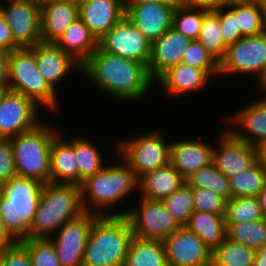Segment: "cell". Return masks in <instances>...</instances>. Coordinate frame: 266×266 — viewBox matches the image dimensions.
<instances>
[{
	"instance_id": "34",
	"label": "cell",
	"mask_w": 266,
	"mask_h": 266,
	"mask_svg": "<svg viewBox=\"0 0 266 266\" xmlns=\"http://www.w3.org/2000/svg\"><path fill=\"white\" fill-rule=\"evenodd\" d=\"M226 237L254 250L266 246V218L256 221L225 222Z\"/></svg>"
},
{
	"instance_id": "9",
	"label": "cell",
	"mask_w": 266,
	"mask_h": 266,
	"mask_svg": "<svg viewBox=\"0 0 266 266\" xmlns=\"http://www.w3.org/2000/svg\"><path fill=\"white\" fill-rule=\"evenodd\" d=\"M266 70V32L245 36L227 46L224 58L219 62V78L246 76L256 84Z\"/></svg>"
},
{
	"instance_id": "3",
	"label": "cell",
	"mask_w": 266,
	"mask_h": 266,
	"mask_svg": "<svg viewBox=\"0 0 266 266\" xmlns=\"http://www.w3.org/2000/svg\"><path fill=\"white\" fill-rule=\"evenodd\" d=\"M133 237L126 215H98L89 232L82 266H124Z\"/></svg>"
},
{
	"instance_id": "1",
	"label": "cell",
	"mask_w": 266,
	"mask_h": 266,
	"mask_svg": "<svg viewBox=\"0 0 266 266\" xmlns=\"http://www.w3.org/2000/svg\"><path fill=\"white\" fill-rule=\"evenodd\" d=\"M81 78L88 80L93 89L96 87L94 90L102 94L101 98L106 96L115 104L124 103L128 107L138 102L142 105L140 101L147 100V96L151 100L149 96L155 89V81L146 64L108 53L99 47L81 65Z\"/></svg>"
},
{
	"instance_id": "15",
	"label": "cell",
	"mask_w": 266,
	"mask_h": 266,
	"mask_svg": "<svg viewBox=\"0 0 266 266\" xmlns=\"http://www.w3.org/2000/svg\"><path fill=\"white\" fill-rule=\"evenodd\" d=\"M97 214L84 212L63 224L50 238L61 266H82L89 232Z\"/></svg>"
},
{
	"instance_id": "52",
	"label": "cell",
	"mask_w": 266,
	"mask_h": 266,
	"mask_svg": "<svg viewBox=\"0 0 266 266\" xmlns=\"http://www.w3.org/2000/svg\"><path fill=\"white\" fill-rule=\"evenodd\" d=\"M124 3H162V4H178V0H124Z\"/></svg>"
},
{
	"instance_id": "48",
	"label": "cell",
	"mask_w": 266,
	"mask_h": 266,
	"mask_svg": "<svg viewBox=\"0 0 266 266\" xmlns=\"http://www.w3.org/2000/svg\"><path fill=\"white\" fill-rule=\"evenodd\" d=\"M9 52L0 51V88L8 90Z\"/></svg>"
},
{
	"instance_id": "21",
	"label": "cell",
	"mask_w": 266,
	"mask_h": 266,
	"mask_svg": "<svg viewBox=\"0 0 266 266\" xmlns=\"http://www.w3.org/2000/svg\"><path fill=\"white\" fill-rule=\"evenodd\" d=\"M125 16L150 41L159 38L172 27V16L177 4L124 3Z\"/></svg>"
},
{
	"instance_id": "42",
	"label": "cell",
	"mask_w": 266,
	"mask_h": 266,
	"mask_svg": "<svg viewBox=\"0 0 266 266\" xmlns=\"http://www.w3.org/2000/svg\"><path fill=\"white\" fill-rule=\"evenodd\" d=\"M194 212L225 214L227 200L207 188H192Z\"/></svg>"
},
{
	"instance_id": "45",
	"label": "cell",
	"mask_w": 266,
	"mask_h": 266,
	"mask_svg": "<svg viewBox=\"0 0 266 266\" xmlns=\"http://www.w3.org/2000/svg\"><path fill=\"white\" fill-rule=\"evenodd\" d=\"M219 22L221 35L227 45L243 37L240 29H237V18L226 7L219 8Z\"/></svg>"
},
{
	"instance_id": "51",
	"label": "cell",
	"mask_w": 266,
	"mask_h": 266,
	"mask_svg": "<svg viewBox=\"0 0 266 266\" xmlns=\"http://www.w3.org/2000/svg\"><path fill=\"white\" fill-rule=\"evenodd\" d=\"M258 161L266 167V139L256 146Z\"/></svg>"
},
{
	"instance_id": "41",
	"label": "cell",
	"mask_w": 266,
	"mask_h": 266,
	"mask_svg": "<svg viewBox=\"0 0 266 266\" xmlns=\"http://www.w3.org/2000/svg\"><path fill=\"white\" fill-rule=\"evenodd\" d=\"M27 249L32 266H61L50 238L24 239L20 241Z\"/></svg>"
},
{
	"instance_id": "4",
	"label": "cell",
	"mask_w": 266,
	"mask_h": 266,
	"mask_svg": "<svg viewBox=\"0 0 266 266\" xmlns=\"http://www.w3.org/2000/svg\"><path fill=\"white\" fill-rule=\"evenodd\" d=\"M84 213L81 187L70 183L43 185L28 239L51 238L66 222Z\"/></svg>"
},
{
	"instance_id": "56",
	"label": "cell",
	"mask_w": 266,
	"mask_h": 266,
	"mask_svg": "<svg viewBox=\"0 0 266 266\" xmlns=\"http://www.w3.org/2000/svg\"><path fill=\"white\" fill-rule=\"evenodd\" d=\"M30 1H32L33 3H35V4L39 5V6H42L45 3L52 2L54 0H30Z\"/></svg>"
},
{
	"instance_id": "53",
	"label": "cell",
	"mask_w": 266,
	"mask_h": 266,
	"mask_svg": "<svg viewBox=\"0 0 266 266\" xmlns=\"http://www.w3.org/2000/svg\"><path fill=\"white\" fill-rule=\"evenodd\" d=\"M255 86L257 87L259 93L266 96V70L264 72V74L262 75V77L260 78V80L255 84Z\"/></svg>"
},
{
	"instance_id": "43",
	"label": "cell",
	"mask_w": 266,
	"mask_h": 266,
	"mask_svg": "<svg viewBox=\"0 0 266 266\" xmlns=\"http://www.w3.org/2000/svg\"><path fill=\"white\" fill-rule=\"evenodd\" d=\"M3 266H32V260L26 247L17 241L1 251Z\"/></svg>"
},
{
	"instance_id": "40",
	"label": "cell",
	"mask_w": 266,
	"mask_h": 266,
	"mask_svg": "<svg viewBox=\"0 0 266 266\" xmlns=\"http://www.w3.org/2000/svg\"><path fill=\"white\" fill-rule=\"evenodd\" d=\"M162 202L182 226L189 222L191 215L194 213L192 187L187 183L164 198Z\"/></svg>"
},
{
	"instance_id": "19",
	"label": "cell",
	"mask_w": 266,
	"mask_h": 266,
	"mask_svg": "<svg viewBox=\"0 0 266 266\" xmlns=\"http://www.w3.org/2000/svg\"><path fill=\"white\" fill-rule=\"evenodd\" d=\"M213 82L215 81L203 69L181 62L169 68L155 81V89H159L168 99H183V96L187 98L189 94V97L194 98V94L201 95V91L207 90Z\"/></svg>"
},
{
	"instance_id": "23",
	"label": "cell",
	"mask_w": 266,
	"mask_h": 266,
	"mask_svg": "<svg viewBox=\"0 0 266 266\" xmlns=\"http://www.w3.org/2000/svg\"><path fill=\"white\" fill-rule=\"evenodd\" d=\"M78 7L79 18L97 40L125 16L124 0H88Z\"/></svg>"
},
{
	"instance_id": "6",
	"label": "cell",
	"mask_w": 266,
	"mask_h": 266,
	"mask_svg": "<svg viewBox=\"0 0 266 266\" xmlns=\"http://www.w3.org/2000/svg\"><path fill=\"white\" fill-rule=\"evenodd\" d=\"M60 131L59 124L44 118L35 128L9 138L17 176L50 182V150Z\"/></svg>"
},
{
	"instance_id": "8",
	"label": "cell",
	"mask_w": 266,
	"mask_h": 266,
	"mask_svg": "<svg viewBox=\"0 0 266 266\" xmlns=\"http://www.w3.org/2000/svg\"><path fill=\"white\" fill-rule=\"evenodd\" d=\"M147 129L145 132H138V135L133 132L130 135L122 138H115L113 145L114 152L131 167L138 179L159 167L170 163L171 155V140L166 138V130L160 127ZM165 132V133H163ZM135 134V135H134ZM129 137V138H128Z\"/></svg>"
},
{
	"instance_id": "49",
	"label": "cell",
	"mask_w": 266,
	"mask_h": 266,
	"mask_svg": "<svg viewBox=\"0 0 266 266\" xmlns=\"http://www.w3.org/2000/svg\"><path fill=\"white\" fill-rule=\"evenodd\" d=\"M16 242L17 241L7 231L4 222L2 221V218L0 216V252L5 248L14 245Z\"/></svg>"
},
{
	"instance_id": "32",
	"label": "cell",
	"mask_w": 266,
	"mask_h": 266,
	"mask_svg": "<svg viewBox=\"0 0 266 266\" xmlns=\"http://www.w3.org/2000/svg\"><path fill=\"white\" fill-rule=\"evenodd\" d=\"M256 250L228 239L211 251L210 266H254Z\"/></svg>"
},
{
	"instance_id": "47",
	"label": "cell",
	"mask_w": 266,
	"mask_h": 266,
	"mask_svg": "<svg viewBox=\"0 0 266 266\" xmlns=\"http://www.w3.org/2000/svg\"><path fill=\"white\" fill-rule=\"evenodd\" d=\"M178 4L194 8H203L209 11H214L225 7L228 4L227 0H178Z\"/></svg>"
},
{
	"instance_id": "30",
	"label": "cell",
	"mask_w": 266,
	"mask_h": 266,
	"mask_svg": "<svg viewBox=\"0 0 266 266\" xmlns=\"http://www.w3.org/2000/svg\"><path fill=\"white\" fill-rule=\"evenodd\" d=\"M124 266H168L164 242L133 237Z\"/></svg>"
},
{
	"instance_id": "31",
	"label": "cell",
	"mask_w": 266,
	"mask_h": 266,
	"mask_svg": "<svg viewBox=\"0 0 266 266\" xmlns=\"http://www.w3.org/2000/svg\"><path fill=\"white\" fill-rule=\"evenodd\" d=\"M225 7L237 18V29H240L243 37L266 32V25L256 0H231Z\"/></svg>"
},
{
	"instance_id": "59",
	"label": "cell",
	"mask_w": 266,
	"mask_h": 266,
	"mask_svg": "<svg viewBox=\"0 0 266 266\" xmlns=\"http://www.w3.org/2000/svg\"><path fill=\"white\" fill-rule=\"evenodd\" d=\"M0 266H3L2 258H1V252H0Z\"/></svg>"
},
{
	"instance_id": "28",
	"label": "cell",
	"mask_w": 266,
	"mask_h": 266,
	"mask_svg": "<svg viewBox=\"0 0 266 266\" xmlns=\"http://www.w3.org/2000/svg\"><path fill=\"white\" fill-rule=\"evenodd\" d=\"M78 134H74V154L77 160L78 185L80 186L88 177L94 176L110 161H107L109 156L106 155L107 158L104 156L103 148L100 144L96 145L92 137L87 138L86 136L85 138L84 133L82 136L81 133Z\"/></svg>"
},
{
	"instance_id": "2",
	"label": "cell",
	"mask_w": 266,
	"mask_h": 266,
	"mask_svg": "<svg viewBox=\"0 0 266 266\" xmlns=\"http://www.w3.org/2000/svg\"><path fill=\"white\" fill-rule=\"evenodd\" d=\"M112 156V162L110 160V163L80 185L84 212L97 215H126V204L131 203L127 202L130 201L128 198L133 194L134 197H138L139 179L135 172L117 152H112ZM114 157H117L116 160Z\"/></svg>"
},
{
	"instance_id": "11",
	"label": "cell",
	"mask_w": 266,
	"mask_h": 266,
	"mask_svg": "<svg viewBox=\"0 0 266 266\" xmlns=\"http://www.w3.org/2000/svg\"><path fill=\"white\" fill-rule=\"evenodd\" d=\"M43 111L31 98L6 90L0 98V138L9 139L35 128L48 116L44 117Z\"/></svg>"
},
{
	"instance_id": "29",
	"label": "cell",
	"mask_w": 266,
	"mask_h": 266,
	"mask_svg": "<svg viewBox=\"0 0 266 266\" xmlns=\"http://www.w3.org/2000/svg\"><path fill=\"white\" fill-rule=\"evenodd\" d=\"M225 214L194 212L185 225L196 233L203 243L212 251L226 238Z\"/></svg>"
},
{
	"instance_id": "38",
	"label": "cell",
	"mask_w": 266,
	"mask_h": 266,
	"mask_svg": "<svg viewBox=\"0 0 266 266\" xmlns=\"http://www.w3.org/2000/svg\"><path fill=\"white\" fill-rule=\"evenodd\" d=\"M258 197H234L226 202L225 222H245L263 220Z\"/></svg>"
},
{
	"instance_id": "50",
	"label": "cell",
	"mask_w": 266,
	"mask_h": 266,
	"mask_svg": "<svg viewBox=\"0 0 266 266\" xmlns=\"http://www.w3.org/2000/svg\"><path fill=\"white\" fill-rule=\"evenodd\" d=\"M254 266H266V246L256 251Z\"/></svg>"
},
{
	"instance_id": "10",
	"label": "cell",
	"mask_w": 266,
	"mask_h": 266,
	"mask_svg": "<svg viewBox=\"0 0 266 266\" xmlns=\"http://www.w3.org/2000/svg\"><path fill=\"white\" fill-rule=\"evenodd\" d=\"M133 203L127 208L126 217L134 237L163 241L182 227L160 200L137 197Z\"/></svg>"
},
{
	"instance_id": "22",
	"label": "cell",
	"mask_w": 266,
	"mask_h": 266,
	"mask_svg": "<svg viewBox=\"0 0 266 266\" xmlns=\"http://www.w3.org/2000/svg\"><path fill=\"white\" fill-rule=\"evenodd\" d=\"M191 39L169 28L159 38L151 42L150 60L147 68L151 78L156 81L169 68L181 63Z\"/></svg>"
},
{
	"instance_id": "58",
	"label": "cell",
	"mask_w": 266,
	"mask_h": 266,
	"mask_svg": "<svg viewBox=\"0 0 266 266\" xmlns=\"http://www.w3.org/2000/svg\"><path fill=\"white\" fill-rule=\"evenodd\" d=\"M6 91V89H4V88H0V98H1V96L3 95V93Z\"/></svg>"
},
{
	"instance_id": "44",
	"label": "cell",
	"mask_w": 266,
	"mask_h": 266,
	"mask_svg": "<svg viewBox=\"0 0 266 266\" xmlns=\"http://www.w3.org/2000/svg\"><path fill=\"white\" fill-rule=\"evenodd\" d=\"M16 176L11 141L0 138V184Z\"/></svg>"
},
{
	"instance_id": "25",
	"label": "cell",
	"mask_w": 266,
	"mask_h": 266,
	"mask_svg": "<svg viewBox=\"0 0 266 266\" xmlns=\"http://www.w3.org/2000/svg\"><path fill=\"white\" fill-rule=\"evenodd\" d=\"M79 18L78 5L67 0H54L41 6V40L55 43L71 23Z\"/></svg>"
},
{
	"instance_id": "16",
	"label": "cell",
	"mask_w": 266,
	"mask_h": 266,
	"mask_svg": "<svg viewBox=\"0 0 266 266\" xmlns=\"http://www.w3.org/2000/svg\"><path fill=\"white\" fill-rule=\"evenodd\" d=\"M257 97H250V100H246L249 103L239 110L234 109L232 114L228 113L223 118L224 123L221 122L237 138L253 146L266 139V96Z\"/></svg>"
},
{
	"instance_id": "35",
	"label": "cell",
	"mask_w": 266,
	"mask_h": 266,
	"mask_svg": "<svg viewBox=\"0 0 266 266\" xmlns=\"http://www.w3.org/2000/svg\"><path fill=\"white\" fill-rule=\"evenodd\" d=\"M220 62L226 53L227 44L221 35L219 9L209 11L204 16L202 28L197 39Z\"/></svg>"
},
{
	"instance_id": "54",
	"label": "cell",
	"mask_w": 266,
	"mask_h": 266,
	"mask_svg": "<svg viewBox=\"0 0 266 266\" xmlns=\"http://www.w3.org/2000/svg\"><path fill=\"white\" fill-rule=\"evenodd\" d=\"M258 199H259V202H260V206H261V210H262L263 216L266 218V186L259 193Z\"/></svg>"
},
{
	"instance_id": "33",
	"label": "cell",
	"mask_w": 266,
	"mask_h": 266,
	"mask_svg": "<svg viewBox=\"0 0 266 266\" xmlns=\"http://www.w3.org/2000/svg\"><path fill=\"white\" fill-rule=\"evenodd\" d=\"M231 198L258 197L266 186V167L257 161L246 171L229 177Z\"/></svg>"
},
{
	"instance_id": "7",
	"label": "cell",
	"mask_w": 266,
	"mask_h": 266,
	"mask_svg": "<svg viewBox=\"0 0 266 266\" xmlns=\"http://www.w3.org/2000/svg\"><path fill=\"white\" fill-rule=\"evenodd\" d=\"M8 90L31 98L44 112H49L48 115L61 114L62 97L40 74L34 47L9 52Z\"/></svg>"
},
{
	"instance_id": "37",
	"label": "cell",
	"mask_w": 266,
	"mask_h": 266,
	"mask_svg": "<svg viewBox=\"0 0 266 266\" xmlns=\"http://www.w3.org/2000/svg\"><path fill=\"white\" fill-rule=\"evenodd\" d=\"M186 183L192 188H207L225 198H231L229 178L225 177L212 163L193 173Z\"/></svg>"
},
{
	"instance_id": "46",
	"label": "cell",
	"mask_w": 266,
	"mask_h": 266,
	"mask_svg": "<svg viewBox=\"0 0 266 266\" xmlns=\"http://www.w3.org/2000/svg\"><path fill=\"white\" fill-rule=\"evenodd\" d=\"M17 49L20 47L14 41L6 18L0 10V51L12 52Z\"/></svg>"
},
{
	"instance_id": "12",
	"label": "cell",
	"mask_w": 266,
	"mask_h": 266,
	"mask_svg": "<svg viewBox=\"0 0 266 266\" xmlns=\"http://www.w3.org/2000/svg\"><path fill=\"white\" fill-rule=\"evenodd\" d=\"M219 129L213 138V164L225 177L242 173L258 161L256 146L237 138L225 126Z\"/></svg>"
},
{
	"instance_id": "26",
	"label": "cell",
	"mask_w": 266,
	"mask_h": 266,
	"mask_svg": "<svg viewBox=\"0 0 266 266\" xmlns=\"http://www.w3.org/2000/svg\"><path fill=\"white\" fill-rule=\"evenodd\" d=\"M186 180L171 163L150 171L139 178V197L160 200L177 191Z\"/></svg>"
},
{
	"instance_id": "27",
	"label": "cell",
	"mask_w": 266,
	"mask_h": 266,
	"mask_svg": "<svg viewBox=\"0 0 266 266\" xmlns=\"http://www.w3.org/2000/svg\"><path fill=\"white\" fill-rule=\"evenodd\" d=\"M55 44L82 65L98 48V40L80 18L74 20Z\"/></svg>"
},
{
	"instance_id": "20",
	"label": "cell",
	"mask_w": 266,
	"mask_h": 266,
	"mask_svg": "<svg viewBox=\"0 0 266 266\" xmlns=\"http://www.w3.org/2000/svg\"><path fill=\"white\" fill-rule=\"evenodd\" d=\"M177 136L179 135L176 134V140L171 139L170 163L185 180L196 171L213 163L214 143H211V140L207 142V138L199 135L197 139L190 135H184L183 139L182 136Z\"/></svg>"
},
{
	"instance_id": "17",
	"label": "cell",
	"mask_w": 266,
	"mask_h": 266,
	"mask_svg": "<svg viewBox=\"0 0 266 266\" xmlns=\"http://www.w3.org/2000/svg\"><path fill=\"white\" fill-rule=\"evenodd\" d=\"M34 55L40 74L60 95L59 91L63 83L66 86V82H69L66 81L68 78L70 80L77 73L79 75L77 74L76 77L81 76V65L55 43H37L34 46Z\"/></svg>"
},
{
	"instance_id": "36",
	"label": "cell",
	"mask_w": 266,
	"mask_h": 266,
	"mask_svg": "<svg viewBox=\"0 0 266 266\" xmlns=\"http://www.w3.org/2000/svg\"><path fill=\"white\" fill-rule=\"evenodd\" d=\"M208 12L209 10L203 8L177 4L172 16V27L191 40H197L202 28L204 16Z\"/></svg>"
},
{
	"instance_id": "5",
	"label": "cell",
	"mask_w": 266,
	"mask_h": 266,
	"mask_svg": "<svg viewBox=\"0 0 266 266\" xmlns=\"http://www.w3.org/2000/svg\"><path fill=\"white\" fill-rule=\"evenodd\" d=\"M43 185L37 179L19 176L0 184V216L16 241L29 235Z\"/></svg>"
},
{
	"instance_id": "13",
	"label": "cell",
	"mask_w": 266,
	"mask_h": 266,
	"mask_svg": "<svg viewBox=\"0 0 266 266\" xmlns=\"http://www.w3.org/2000/svg\"><path fill=\"white\" fill-rule=\"evenodd\" d=\"M14 41L20 48H31L41 40V6L30 0H0Z\"/></svg>"
},
{
	"instance_id": "18",
	"label": "cell",
	"mask_w": 266,
	"mask_h": 266,
	"mask_svg": "<svg viewBox=\"0 0 266 266\" xmlns=\"http://www.w3.org/2000/svg\"><path fill=\"white\" fill-rule=\"evenodd\" d=\"M163 242L168 266L211 265V250L186 226L166 237Z\"/></svg>"
},
{
	"instance_id": "57",
	"label": "cell",
	"mask_w": 266,
	"mask_h": 266,
	"mask_svg": "<svg viewBox=\"0 0 266 266\" xmlns=\"http://www.w3.org/2000/svg\"><path fill=\"white\" fill-rule=\"evenodd\" d=\"M67 1H70L71 3H74L79 6L80 4L87 2L88 0H67Z\"/></svg>"
},
{
	"instance_id": "24",
	"label": "cell",
	"mask_w": 266,
	"mask_h": 266,
	"mask_svg": "<svg viewBox=\"0 0 266 266\" xmlns=\"http://www.w3.org/2000/svg\"><path fill=\"white\" fill-rule=\"evenodd\" d=\"M61 126L50 150V182L78 185V166L74 154V135L67 136ZM67 136V137H66Z\"/></svg>"
},
{
	"instance_id": "39",
	"label": "cell",
	"mask_w": 266,
	"mask_h": 266,
	"mask_svg": "<svg viewBox=\"0 0 266 266\" xmlns=\"http://www.w3.org/2000/svg\"><path fill=\"white\" fill-rule=\"evenodd\" d=\"M181 62L203 69L214 81L219 77V62L198 40H191Z\"/></svg>"
},
{
	"instance_id": "14",
	"label": "cell",
	"mask_w": 266,
	"mask_h": 266,
	"mask_svg": "<svg viewBox=\"0 0 266 266\" xmlns=\"http://www.w3.org/2000/svg\"><path fill=\"white\" fill-rule=\"evenodd\" d=\"M98 47L146 65L150 60L151 42L126 16L98 40Z\"/></svg>"
},
{
	"instance_id": "55",
	"label": "cell",
	"mask_w": 266,
	"mask_h": 266,
	"mask_svg": "<svg viewBox=\"0 0 266 266\" xmlns=\"http://www.w3.org/2000/svg\"><path fill=\"white\" fill-rule=\"evenodd\" d=\"M256 1L259 5L261 14L263 16L264 23L266 25V0H256Z\"/></svg>"
}]
</instances>
